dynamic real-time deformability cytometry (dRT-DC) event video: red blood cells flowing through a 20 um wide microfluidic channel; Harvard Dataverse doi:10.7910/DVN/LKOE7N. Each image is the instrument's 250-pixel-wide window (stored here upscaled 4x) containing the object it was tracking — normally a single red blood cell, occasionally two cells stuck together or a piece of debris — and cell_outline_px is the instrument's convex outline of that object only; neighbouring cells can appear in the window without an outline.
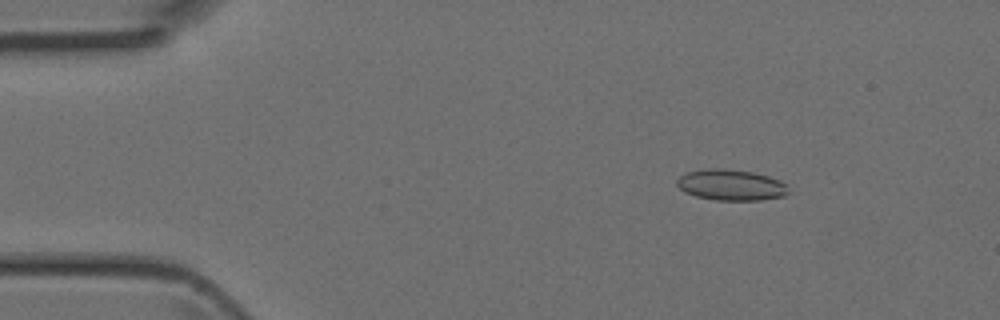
{"species": "Egyptian fruit bat (a non-hibernating species)", "species_latin": "Rousettus aegyptiacus", "temperature_condition": "room temperature", "stored_images_in_passage": 19, "camera_frame_rate_fps": 3000, "um_per_image_px": 0.085, "animal": {"sex": "female"}, "frame": {"image": 1, "passage_image": 2, "time_ms": 0.333, "image_size_px": [1000, 320], "cell_outline_px": [[788, 192], [784, 196], [760, 200], [716, 200], [696, 196], [684, 192], [676, 184], [676, 180], [680, 176], [688, 172], [708, 168], [724, 168], [752, 172], [768, 176], [780, 180], [784, 184]], "centroid_in_image_um": [62.11, 15.72], "position_along_channel_um": 22.9, "area_um2": 20.0}}
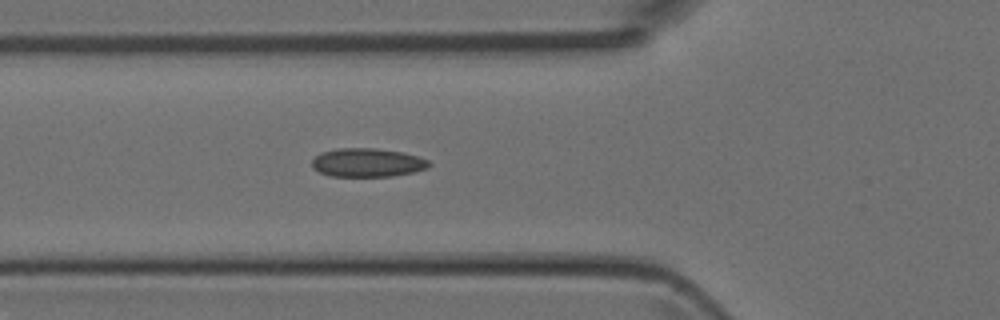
{"frame": {"image": 2, "passage_image": 12, "time_ms": 3.667, "image_size_px": [1000, 320], "cell_outline_px": [[432, 164], [428, 168], [412, 172], [392, 176], [332, 176], [320, 172], [312, 164], [312, 160], [320, 152], [336, 148], [376, 148], [404, 152], [420, 156], [428, 160]], "centroid_in_image_um": [31.27, 13.8], "position_along_channel_um": 94.5, "area_um2": 19.59}}
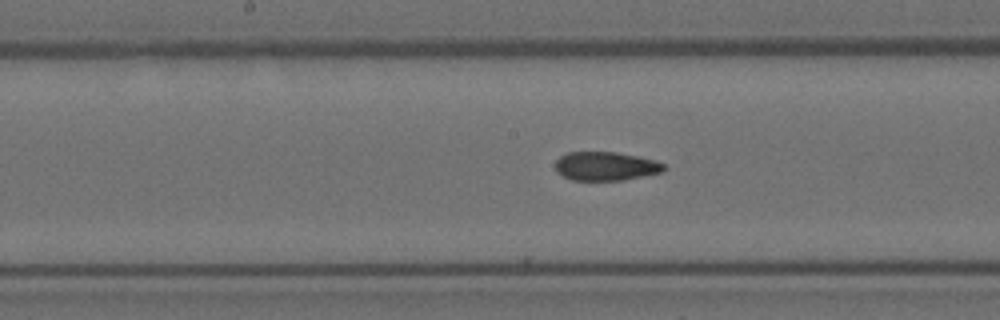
{"frame": {"image": 3, "passage_image": 19, "time_ms": 6.0, "image_size_px": [1000, 320], "cell_outline_px": [[668, 168], [660, 172], [624, 180], [572, 180], [556, 172], [556, 160], [560, 156], [568, 152], [616, 152], [636, 156], [652, 160], [664, 164]], "centroid_in_image_um": [51.46, 14.12], "position_along_channel_um": 196.7, "area_um2": 18.03}}